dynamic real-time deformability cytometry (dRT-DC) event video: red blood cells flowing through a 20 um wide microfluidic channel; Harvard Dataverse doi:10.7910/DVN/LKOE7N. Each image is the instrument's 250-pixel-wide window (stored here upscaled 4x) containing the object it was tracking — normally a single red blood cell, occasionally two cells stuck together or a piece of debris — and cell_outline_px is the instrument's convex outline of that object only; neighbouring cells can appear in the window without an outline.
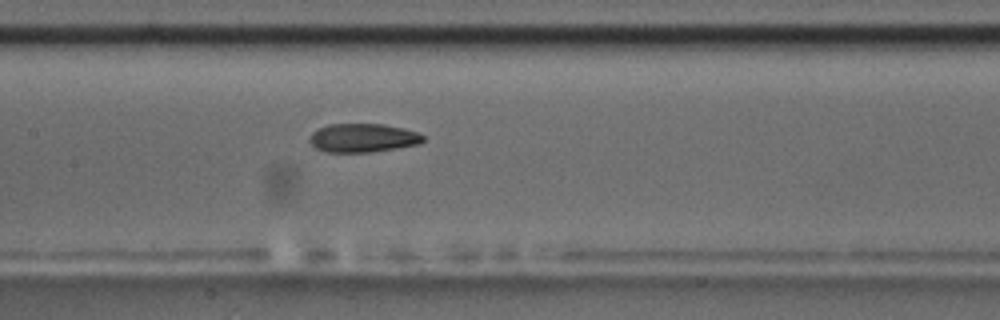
{"species": "common noctule bat (a hibernating species)", "species_latin": "Nyctalus noctula", "temperature_condition": "room temperature", "stored_images_in_passage": 36, "camera_frame_rate_fps": 3000, "um_per_image_px": 0.085, "animal": {"sex": "male", "body_mass_g": 17.5, "forearm_length_mm": 52.3}, "frame": {"image": 1, "passage_image": 11, "time_ms": 3.333, "image_size_px": [1000, 320], "cell_outline_px": [[424, 140], [420, 144], [396, 148], [368, 152], [328, 152], [316, 148], [308, 140], [312, 132], [328, 124], [384, 124], [404, 128], [416, 132], [424, 136]], "centroid_in_image_um": [30.85, 11.72], "position_along_channel_um": 176.6, "area_um2": 18.9}, "authors_computed_cell_mechanics": {"area_um2": 19.5942, "velocity_mm_per_s": 3.7045, "shape_relaxation_time_tau1_ms": 4.6744, "shape_relaxation_time_tau2_ms": 2.1636, "deformation_change_tau1": 0.1631, "deformation_change_tau2": 0.0716}}